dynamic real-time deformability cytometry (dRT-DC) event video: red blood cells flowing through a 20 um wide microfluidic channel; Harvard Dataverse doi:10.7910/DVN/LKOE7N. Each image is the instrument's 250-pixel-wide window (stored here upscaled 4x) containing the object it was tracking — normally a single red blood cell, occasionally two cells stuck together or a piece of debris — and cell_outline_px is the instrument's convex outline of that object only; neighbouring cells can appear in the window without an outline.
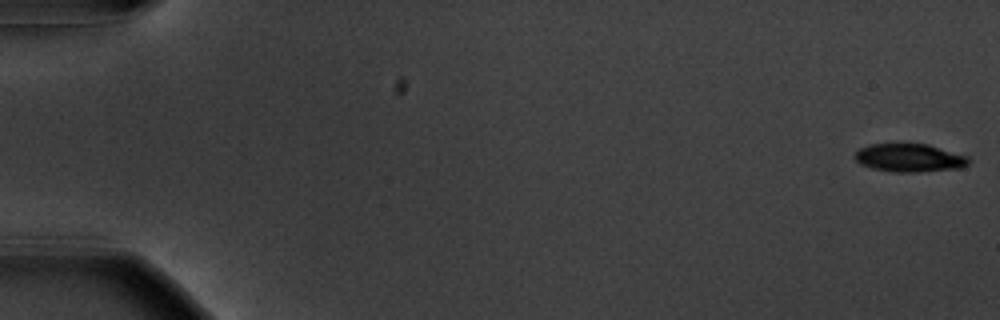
{"species": "common noctule bat (a hibernating species)", "species_latin": "Nyctalus noctula", "temperature_condition": "warm", "stored_images_in_passage": 56, "camera_frame_rate_fps": 3000, "um_per_image_px": 0.085, "animal": {"sex": "male", "body_mass_g": 20.1, "forearm_length_mm": 53.5}, "frame": {"image": 1, "passage_image": 1, "time_ms": 0.0, "image_size_px": [1000, 320], "cell_outline_px": [[972, 160], [968, 164], [960, 168], [916, 172], [892, 172], [872, 168], [860, 164], [852, 156], [860, 148], [868, 144], [892, 140], [900, 140], [928, 144], [968, 156]], "centroid_in_image_um": [77.25, 13.35], "position_along_channel_um": 7.8, "area_um2": 19.77}}
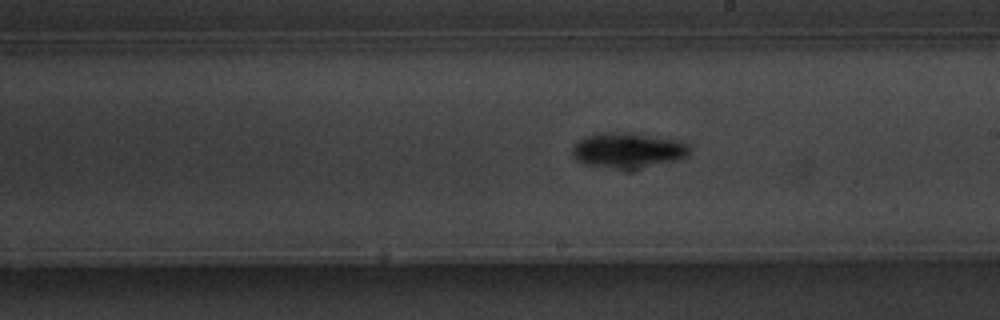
{"frame": {"image": 2, "passage_image": 33, "time_ms": 10.667, "image_size_px": [1000, 320], "cell_outline_px": [[692, 148], [688, 156], [680, 160], [640, 168], [620, 168], [584, 164], [576, 160], [572, 156], [572, 144], [584, 136], [600, 132], [636, 132], [684, 140]], "centroid_in_image_um": [53.43, 12.73], "position_along_channel_um": 235.6, "area_um2": 24.85}}
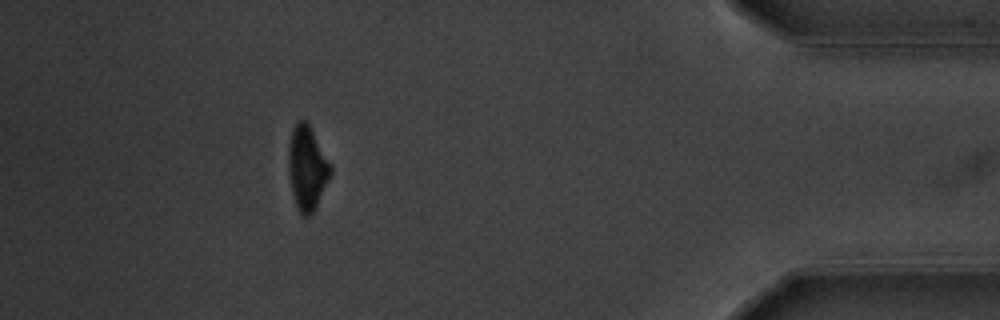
{"frame": {"image": 3, "passage_image": 51, "time_ms": 16.667, "image_size_px": [1000, 320], "cell_outline_px": [[332, 172], [316, 208], [308, 216], [304, 216], [300, 212], [296, 204], [292, 192], [288, 168], [288, 144], [292, 128], [300, 120], [304, 120], [308, 124], [332, 164]], "centroid_in_image_um": [26.11, 14.27], "position_along_channel_um": 409.1, "area_um2": 20.52}, "authors_computed_cell_mechanics": {"area_um2": 20.7791, "velocity_mm_per_s": 3.6728, "shape_relaxation_time_tau1_ms": 2.5748, "shape_relaxation_time_tau2_ms": null, "deformation_change_tau1": 0.1493, "deformation_change_tau2": null}}